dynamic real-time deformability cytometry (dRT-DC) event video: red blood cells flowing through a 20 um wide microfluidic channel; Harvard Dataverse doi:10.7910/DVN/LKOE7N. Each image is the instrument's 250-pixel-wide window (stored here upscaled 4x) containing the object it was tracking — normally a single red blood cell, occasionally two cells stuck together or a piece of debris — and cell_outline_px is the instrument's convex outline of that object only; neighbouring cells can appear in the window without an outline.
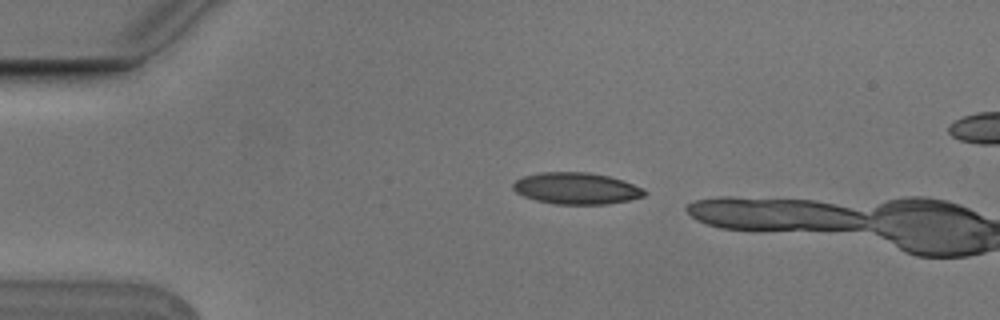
{"species": "Egyptian fruit bat (a non-hibernating species)", "species_latin": "Rousettus aegyptiacus", "temperature_condition": "cold", "stored_images_in_passage": 3, "camera_frame_rate_fps": 3000, "um_per_image_px": 0.085, "animal": {"sex": "male"}, "frame": {"image": 1, "passage_image": 1, "time_ms": 0.0, "image_size_px": [1000, 320], "cell_outline_px": [[648, 192], [644, 196], [628, 200], [604, 204], [556, 204], [536, 200], [524, 196], [516, 192], [512, 188], [512, 184], [516, 180], [524, 176], [540, 172], [588, 172], [608, 176], [624, 180], [644, 188]], "centroid_in_image_um": [49.01, 16.0], "position_along_channel_um": 36.0, "area_um2": 24.22}}